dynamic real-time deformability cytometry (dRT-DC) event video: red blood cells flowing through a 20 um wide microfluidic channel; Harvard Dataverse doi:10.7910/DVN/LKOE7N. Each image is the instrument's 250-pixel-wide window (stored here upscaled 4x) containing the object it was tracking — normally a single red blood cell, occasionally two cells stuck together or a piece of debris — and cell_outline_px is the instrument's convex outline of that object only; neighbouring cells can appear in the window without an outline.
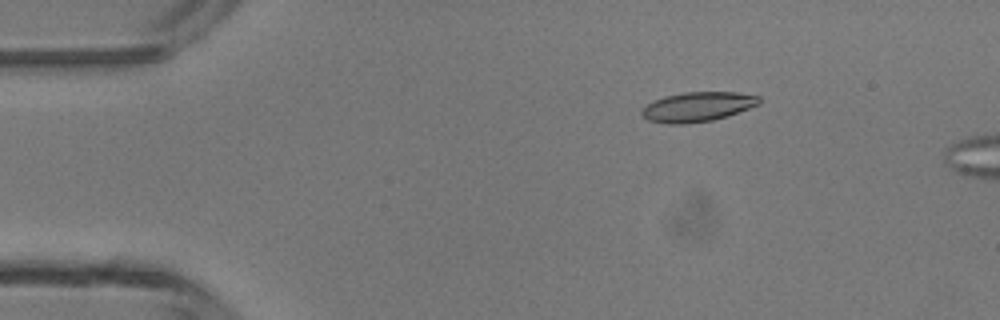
{"species": "common noctule bat (a hibernating species)", "species_latin": "Nyctalus noctula", "temperature_condition": "room temperature", "stored_images_in_passage": 2, "camera_frame_rate_fps": 3000, "um_per_image_px": 0.085, "animal": {"sex": "male", "body_mass_g": 13.3}, "frame": {"image": 1, "passage_image": 1, "time_ms": 0.0, "image_size_px": [1000, 320], "cell_outline_px": [[760, 104], [728, 116], [712, 120], [684, 124], [668, 124], [648, 120], [640, 112], [640, 108], [652, 100], [664, 96], [684, 92], [736, 92], [760, 96]], "centroid_in_image_um": [59.27, 9.07], "position_along_channel_um": 25.7, "area_um2": 20.46}}